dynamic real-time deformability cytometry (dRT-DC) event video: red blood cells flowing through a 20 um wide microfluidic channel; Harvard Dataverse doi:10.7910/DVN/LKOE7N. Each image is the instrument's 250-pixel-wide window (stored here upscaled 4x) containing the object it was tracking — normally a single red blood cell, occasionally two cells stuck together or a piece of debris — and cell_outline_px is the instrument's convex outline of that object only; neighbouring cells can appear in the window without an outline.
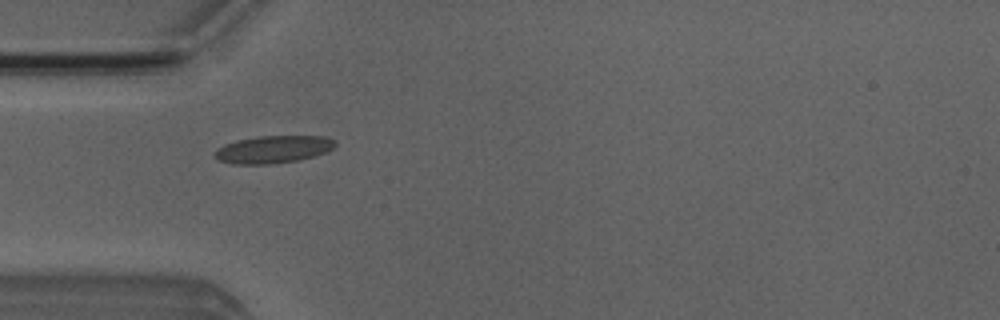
{"species": "Egyptian fruit bat (a non-hibernating species)", "species_latin": "Rousettus aegyptiacus", "temperature_condition": "room temperature", "stored_images_in_passage": 4, "camera_frame_rate_fps": 3000, "um_per_image_px": 0.085, "animal": {"sex": "male"}, "frame": {"image": 1, "passage_image": 1, "time_ms": 0.0, "image_size_px": [1000, 320], "cell_outline_px": [[336, 144], [332, 148], [324, 152], [312, 156], [296, 160], [272, 164], [232, 164], [216, 160], [212, 156], [212, 152], [216, 148], [224, 144], [236, 140], [256, 136], [324, 136], [336, 140]], "centroid_in_image_um": [23.12, 12.69], "position_along_channel_um": 61.9, "area_um2": 19.48}}
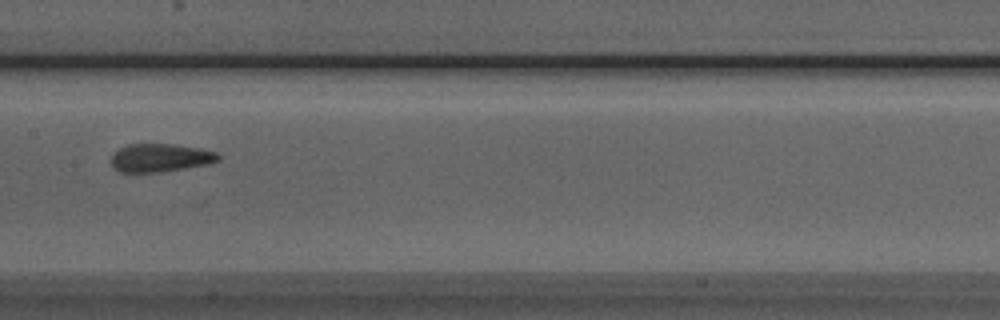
{"frame": {"image": 2, "passage_image": 4, "time_ms": 3.333, "image_size_px": [1000, 320], "cell_outline_px": [[220, 160], [208, 164], [160, 172], [120, 172], [112, 164], [112, 156], [120, 148], [128, 144], [172, 144], [200, 148], [216, 152], [220, 156]], "centroid_in_image_um": [13.66, 13.41], "position_along_channel_um": 193.7, "area_um2": 17.4}}